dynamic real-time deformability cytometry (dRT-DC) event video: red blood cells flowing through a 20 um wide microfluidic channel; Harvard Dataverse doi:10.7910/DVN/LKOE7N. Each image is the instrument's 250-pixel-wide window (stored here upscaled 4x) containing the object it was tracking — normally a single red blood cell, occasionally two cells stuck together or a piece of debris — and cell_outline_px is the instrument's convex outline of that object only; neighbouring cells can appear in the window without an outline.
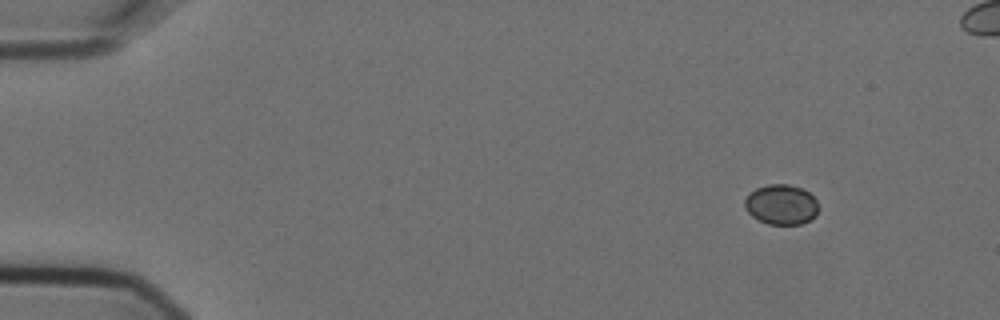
{"species": "Egyptian fruit bat (a non-hibernating species)", "species_latin": "Rousettus aegyptiacus", "temperature_condition": "cold", "stored_images_in_passage": 5, "camera_frame_rate_fps": 3000, "um_per_image_px": 0.085, "animal": {"sex": "female"}, "frame": {"image": 1, "passage_image": 1, "time_ms": 0.0, "image_size_px": [1000, 320], "cell_outline_px": [[820, 208], [816, 216], [800, 224], [768, 224], [752, 216], [744, 208], [744, 200], [756, 188], [768, 184], [788, 184], [800, 188], [808, 192], [816, 200]], "centroid_in_image_um": [66.42, 17.39], "position_along_channel_um": 18.6, "area_um2": 17.17}}